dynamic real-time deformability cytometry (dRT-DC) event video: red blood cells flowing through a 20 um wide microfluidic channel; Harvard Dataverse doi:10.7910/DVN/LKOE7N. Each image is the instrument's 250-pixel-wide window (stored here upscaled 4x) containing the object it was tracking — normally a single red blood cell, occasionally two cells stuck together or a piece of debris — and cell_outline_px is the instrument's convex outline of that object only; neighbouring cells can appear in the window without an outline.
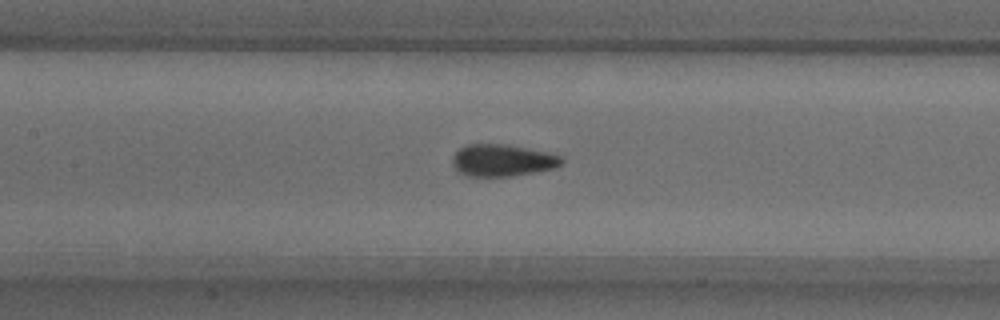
{"species": "common noctule bat (a hibernating species)", "species_latin": "Nyctalus noctula", "temperature_condition": "warm", "stored_images_in_passage": 51, "camera_frame_rate_fps": 3000, "um_per_image_px": 0.085, "animal": {"sex": "male", "body_mass_g": 18.8}, "frame": {"image": 1, "passage_image": 22, "time_ms": 7.0, "image_size_px": [1000, 320], "cell_outline_px": [[564, 164], [556, 168], [536, 172], [512, 176], [468, 176], [460, 172], [452, 164], [452, 156], [460, 148], [468, 144], [504, 144], [548, 152], [560, 156], [564, 160]], "centroid_in_image_um": [42.74, 13.63], "position_along_channel_um": 164.7, "area_um2": 20.4}}
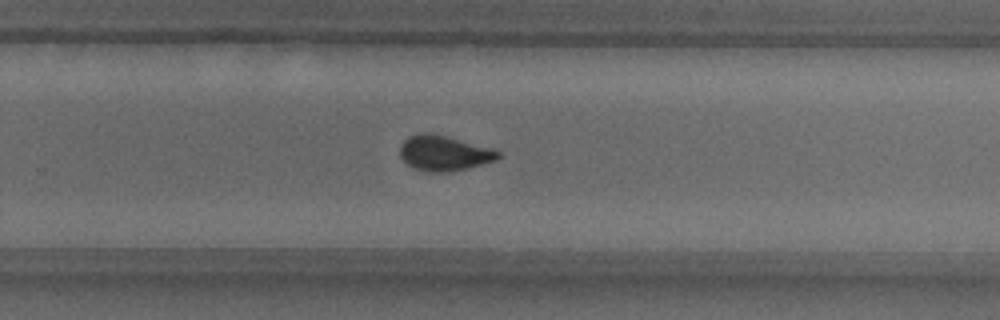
{"frame": {"image": 2, "passage_image": 32, "time_ms": 10.333, "image_size_px": [1000, 320], "cell_outline_px": [[500, 156], [496, 160], [468, 168], [448, 172], [424, 172], [408, 164], [400, 156], [400, 144], [408, 136], [416, 132], [432, 132], [492, 148], [500, 152]], "centroid_in_image_um": [37.72, 13.0], "position_along_channel_um": 292.1, "area_um2": 20.35}}
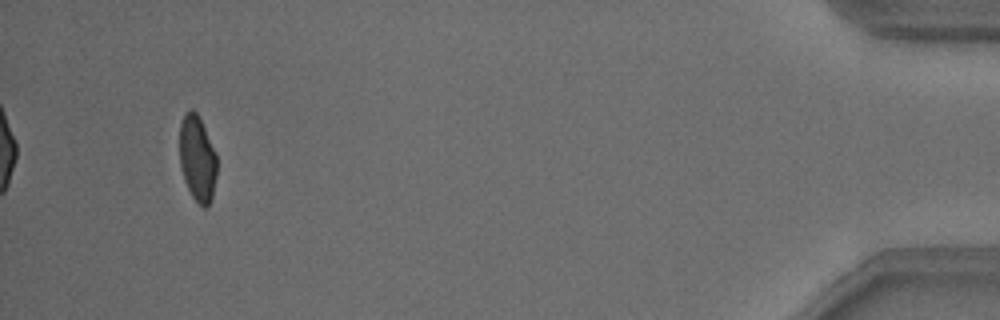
{"frame": {"image": 3, "passage_image": 48, "time_ms": 15.667, "image_size_px": [1000, 320], "cell_outline_px": [[216, 176], [212, 200], [208, 208], [204, 208], [192, 196], [184, 180], [180, 168], [180, 124], [184, 112], [192, 108], [196, 112], [216, 152]], "centroid_in_image_um": [16.77, 13.49], "position_along_channel_um": 418.4, "area_um2": 18.73}, "authors_computed_cell_mechanics": {"area_um2": 19.9988, "velocity_mm_per_s": 3.8376, "shape_relaxation_time_tau1_ms": 4.0393, "shape_relaxation_time_tau2_ms": 0.8252, "deformation_change_tau1": 0.1278, "deformation_change_tau2": 0.05}}